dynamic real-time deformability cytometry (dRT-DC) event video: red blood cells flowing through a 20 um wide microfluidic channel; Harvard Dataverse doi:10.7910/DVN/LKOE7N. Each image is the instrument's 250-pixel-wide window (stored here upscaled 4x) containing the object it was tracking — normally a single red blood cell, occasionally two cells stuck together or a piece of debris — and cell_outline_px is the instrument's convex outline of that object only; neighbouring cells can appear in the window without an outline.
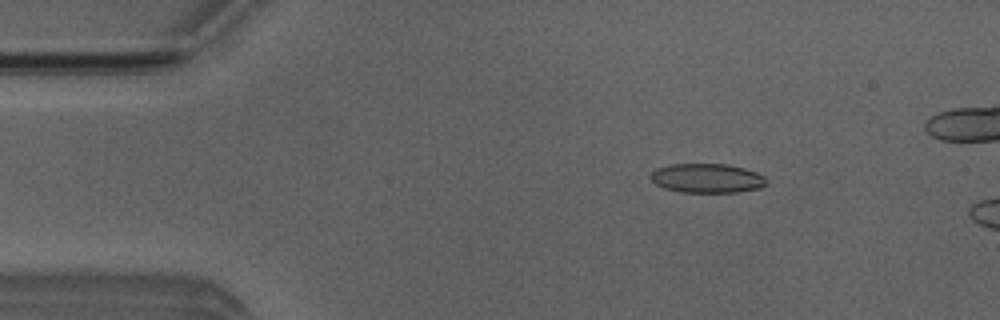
{"species": "Egyptian fruit bat (a non-hibernating species)", "species_latin": "Rousettus aegyptiacus", "temperature_condition": "room temperature", "stored_images_in_passage": 5, "camera_frame_rate_fps": 3000, "um_per_image_px": 0.085, "animal": {"sex": "male"}, "frame": {"image": 1, "passage_image": 2, "time_ms": 0.333, "image_size_px": [1000, 320], "cell_outline_px": [[764, 184], [760, 188], [736, 192], [680, 192], [664, 188], [656, 184], [648, 176], [656, 168], [672, 164], [724, 164], [744, 168], [756, 172], [764, 176]], "centroid_in_image_um": [60.05, 15.15], "position_along_channel_um": 25.0, "area_um2": 19.59}}